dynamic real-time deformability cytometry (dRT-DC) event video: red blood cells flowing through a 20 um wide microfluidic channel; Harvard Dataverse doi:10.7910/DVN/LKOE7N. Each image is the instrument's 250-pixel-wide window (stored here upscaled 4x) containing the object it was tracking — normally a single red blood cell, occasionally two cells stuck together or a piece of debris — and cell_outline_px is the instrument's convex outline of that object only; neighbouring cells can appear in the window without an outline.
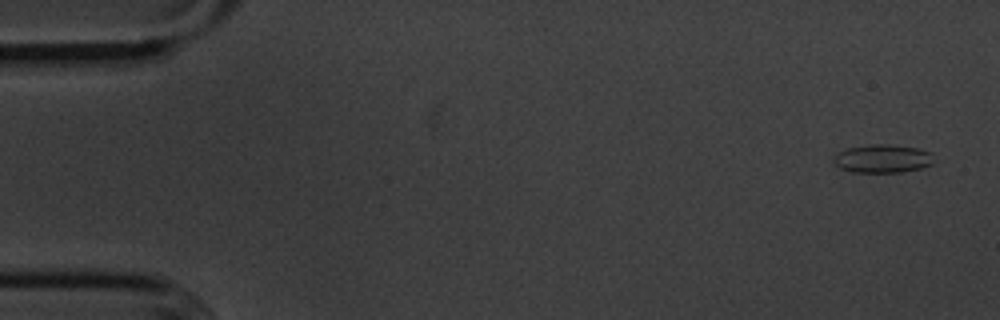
{"species": "common noctule bat (a hibernating species)", "species_latin": "Nyctalus noctula", "temperature_condition": "cold", "stored_images_in_passage": 4, "camera_frame_rate_fps": 3000, "um_per_image_px": 0.085, "animal": {"sex": "male", "body_mass_g": 20.1, "forearm_length_mm": 53.5}, "frame": {"image": 1, "passage_image": 1, "time_ms": 0.0, "image_size_px": [1000, 320], "cell_outline_px": [[932, 164], [920, 168], [904, 172], [852, 172], [840, 168], [832, 160], [832, 156], [836, 152], [848, 148], [868, 144], [888, 144], [920, 148], [932, 152]], "centroid_in_image_um": [74.99, 13.47], "position_along_channel_um": 10.0, "area_um2": 16.76}}
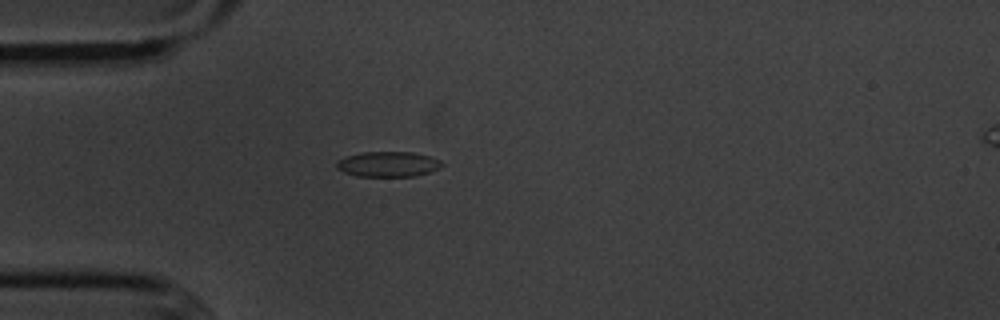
{"frame": {"image": 2, "passage_image": 4, "time_ms": 4.333, "image_size_px": [1000, 320], "cell_outline_px": [[444, 164], [440, 168], [416, 176], [356, 176], [344, 172], [336, 168], [336, 160], [344, 156], [360, 152], [412, 152], [428, 156], [440, 160]], "centroid_in_image_um": [32.94, 13.95], "position_along_channel_um": 52.1, "area_um2": 15.61}}